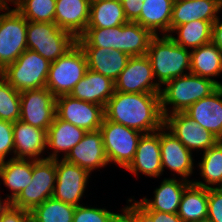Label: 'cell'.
<instances>
[{"label":"cell","mask_w":222,"mask_h":222,"mask_svg":"<svg viewBox=\"0 0 222 222\" xmlns=\"http://www.w3.org/2000/svg\"><path fill=\"white\" fill-rule=\"evenodd\" d=\"M20 120L48 131L56 117V97L46 88L20 92Z\"/></svg>","instance_id":"cell-10"},{"label":"cell","mask_w":222,"mask_h":222,"mask_svg":"<svg viewBox=\"0 0 222 222\" xmlns=\"http://www.w3.org/2000/svg\"><path fill=\"white\" fill-rule=\"evenodd\" d=\"M55 184L56 160H32V180L10 204L31 212L46 199L53 197Z\"/></svg>","instance_id":"cell-7"},{"label":"cell","mask_w":222,"mask_h":222,"mask_svg":"<svg viewBox=\"0 0 222 222\" xmlns=\"http://www.w3.org/2000/svg\"><path fill=\"white\" fill-rule=\"evenodd\" d=\"M140 16L134 21L149 29L154 35L171 33L174 0H144Z\"/></svg>","instance_id":"cell-26"},{"label":"cell","mask_w":222,"mask_h":222,"mask_svg":"<svg viewBox=\"0 0 222 222\" xmlns=\"http://www.w3.org/2000/svg\"><path fill=\"white\" fill-rule=\"evenodd\" d=\"M185 113L222 140V86L193 103Z\"/></svg>","instance_id":"cell-19"},{"label":"cell","mask_w":222,"mask_h":222,"mask_svg":"<svg viewBox=\"0 0 222 222\" xmlns=\"http://www.w3.org/2000/svg\"><path fill=\"white\" fill-rule=\"evenodd\" d=\"M178 34L170 38L183 48L196 49L212 41V24L206 20H194L179 26H176L171 32Z\"/></svg>","instance_id":"cell-31"},{"label":"cell","mask_w":222,"mask_h":222,"mask_svg":"<svg viewBox=\"0 0 222 222\" xmlns=\"http://www.w3.org/2000/svg\"><path fill=\"white\" fill-rule=\"evenodd\" d=\"M7 7H8L7 0H0V11L6 10Z\"/></svg>","instance_id":"cell-46"},{"label":"cell","mask_w":222,"mask_h":222,"mask_svg":"<svg viewBox=\"0 0 222 222\" xmlns=\"http://www.w3.org/2000/svg\"><path fill=\"white\" fill-rule=\"evenodd\" d=\"M100 132L108 163L114 162L127 168L133 161L139 140L143 133L103 119Z\"/></svg>","instance_id":"cell-8"},{"label":"cell","mask_w":222,"mask_h":222,"mask_svg":"<svg viewBox=\"0 0 222 222\" xmlns=\"http://www.w3.org/2000/svg\"><path fill=\"white\" fill-rule=\"evenodd\" d=\"M146 56L160 87L176 77L186 75V70L190 73V51L175 43L169 34L161 38L159 34L155 35L150 41Z\"/></svg>","instance_id":"cell-2"},{"label":"cell","mask_w":222,"mask_h":222,"mask_svg":"<svg viewBox=\"0 0 222 222\" xmlns=\"http://www.w3.org/2000/svg\"><path fill=\"white\" fill-rule=\"evenodd\" d=\"M20 92L0 75V120L12 123L20 120Z\"/></svg>","instance_id":"cell-37"},{"label":"cell","mask_w":222,"mask_h":222,"mask_svg":"<svg viewBox=\"0 0 222 222\" xmlns=\"http://www.w3.org/2000/svg\"><path fill=\"white\" fill-rule=\"evenodd\" d=\"M14 158L43 160L39 155L47 148V131L24 123H13Z\"/></svg>","instance_id":"cell-18"},{"label":"cell","mask_w":222,"mask_h":222,"mask_svg":"<svg viewBox=\"0 0 222 222\" xmlns=\"http://www.w3.org/2000/svg\"><path fill=\"white\" fill-rule=\"evenodd\" d=\"M90 173L62 159H56V184L53 197L64 203L80 206Z\"/></svg>","instance_id":"cell-14"},{"label":"cell","mask_w":222,"mask_h":222,"mask_svg":"<svg viewBox=\"0 0 222 222\" xmlns=\"http://www.w3.org/2000/svg\"><path fill=\"white\" fill-rule=\"evenodd\" d=\"M105 118L135 129L153 133L164 126L160 93H123L115 91L104 108Z\"/></svg>","instance_id":"cell-1"},{"label":"cell","mask_w":222,"mask_h":222,"mask_svg":"<svg viewBox=\"0 0 222 222\" xmlns=\"http://www.w3.org/2000/svg\"><path fill=\"white\" fill-rule=\"evenodd\" d=\"M190 73L213 80L218 86L222 83L211 79L222 72V50L213 42L190 51Z\"/></svg>","instance_id":"cell-27"},{"label":"cell","mask_w":222,"mask_h":222,"mask_svg":"<svg viewBox=\"0 0 222 222\" xmlns=\"http://www.w3.org/2000/svg\"><path fill=\"white\" fill-rule=\"evenodd\" d=\"M0 222H31V214L7 203L0 212Z\"/></svg>","instance_id":"cell-42"},{"label":"cell","mask_w":222,"mask_h":222,"mask_svg":"<svg viewBox=\"0 0 222 222\" xmlns=\"http://www.w3.org/2000/svg\"><path fill=\"white\" fill-rule=\"evenodd\" d=\"M0 14V72L27 49L28 21L15 9Z\"/></svg>","instance_id":"cell-9"},{"label":"cell","mask_w":222,"mask_h":222,"mask_svg":"<svg viewBox=\"0 0 222 222\" xmlns=\"http://www.w3.org/2000/svg\"><path fill=\"white\" fill-rule=\"evenodd\" d=\"M133 203L122 210V222H159V211H145L137 201Z\"/></svg>","instance_id":"cell-39"},{"label":"cell","mask_w":222,"mask_h":222,"mask_svg":"<svg viewBox=\"0 0 222 222\" xmlns=\"http://www.w3.org/2000/svg\"><path fill=\"white\" fill-rule=\"evenodd\" d=\"M26 42L27 49L51 63L69 51L77 39L55 23L28 21Z\"/></svg>","instance_id":"cell-5"},{"label":"cell","mask_w":222,"mask_h":222,"mask_svg":"<svg viewBox=\"0 0 222 222\" xmlns=\"http://www.w3.org/2000/svg\"><path fill=\"white\" fill-rule=\"evenodd\" d=\"M87 59L88 69L116 81L126 67L130 56L122 51L100 47H81Z\"/></svg>","instance_id":"cell-24"},{"label":"cell","mask_w":222,"mask_h":222,"mask_svg":"<svg viewBox=\"0 0 222 222\" xmlns=\"http://www.w3.org/2000/svg\"><path fill=\"white\" fill-rule=\"evenodd\" d=\"M0 178L4 185L11 189L12 194L4 199L10 203L18 194L30 184L32 180V160L10 158L8 161L0 162Z\"/></svg>","instance_id":"cell-28"},{"label":"cell","mask_w":222,"mask_h":222,"mask_svg":"<svg viewBox=\"0 0 222 222\" xmlns=\"http://www.w3.org/2000/svg\"><path fill=\"white\" fill-rule=\"evenodd\" d=\"M222 0H174L171 31L179 25L194 21L206 20L212 25L219 19Z\"/></svg>","instance_id":"cell-20"},{"label":"cell","mask_w":222,"mask_h":222,"mask_svg":"<svg viewBox=\"0 0 222 222\" xmlns=\"http://www.w3.org/2000/svg\"><path fill=\"white\" fill-rule=\"evenodd\" d=\"M143 2L144 0H121L128 21L134 22L140 16Z\"/></svg>","instance_id":"cell-43"},{"label":"cell","mask_w":222,"mask_h":222,"mask_svg":"<svg viewBox=\"0 0 222 222\" xmlns=\"http://www.w3.org/2000/svg\"><path fill=\"white\" fill-rule=\"evenodd\" d=\"M56 116L86 131H97L105 117L104 107L61 95L56 97Z\"/></svg>","instance_id":"cell-11"},{"label":"cell","mask_w":222,"mask_h":222,"mask_svg":"<svg viewBox=\"0 0 222 222\" xmlns=\"http://www.w3.org/2000/svg\"><path fill=\"white\" fill-rule=\"evenodd\" d=\"M7 204V202H2L1 198H0V212L1 210L4 208V206Z\"/></svg>","instance_id":"cell-47"},{"label":"cell","mask_w":222,"mask_h":222,"mask_svg":"<svg viewBox=\"0 0 222 222\" xmlns=\"http://www.w3.org/2000/svg\"><path fill=\"white\" fill-rule=\"evenodd\" d=\"M212 41L222 50V22H220V18L212 25Z\"/></svg>","instance_id":"cell-44"},{"label":"cell","mask_w":222,"mask_h":222,"mask_svg":"<svg viewBox=\"0 0 222 222\" xmlns=\"http://www.w3.org/2000/svg\"><path fill=\"white\" fill-rule=\"evenodd\" d=\"M159 222H183L177 213L159 212Z\"/></svg>","instance_id":"cell-45"},{"label":"cell","mask_w":222,"mask_h":222,"mask_svg":"<svg viewBox=\"0 0 222 222\" xmlns=\"http://www.w3.org/2000/svg\"><path fill=\"white\" fill-rule=\"evenodd\" d=\"M137 175L138 172L149 177H158L163 172L160 149V129L143 134L139 140L133 161L126 168Z\"/></svg>","instance_id":"cell-17"},{"label":"cell","mask_w":222,"mask_h":222,"mask_svg":"<svg viewBox=\"0 0 222 222\" xmlns=\"http://www.w3.org/2000/svg\"><path fill=\"white\" fill-rule=\"evenodd\" d=\"M128 22L121 0H91L87 28H113Z\"/></svg>","instance_id":"cell-29"},{"label":"cell","mask_w":222,"mask_h":222,"mask_svg":"<svg viewBox=\"0 0 222 222\" xmlns=\"http://www.w3.org/2000/svg\"><path fill=\"white\" fill-rule=\"evenodd\" d=\"M80 47H100L121 51V25L113 28H86L77 38Z\"/></svg>","instance_id":"cell-35"},{"label":"cell","mask_w":222,"mask_h":222,"mask_svg":"<svg viewBox=\"0 0 222 222\" xmlns=\"http://www.w3.org/2000/svg\"><path fill=\"white\" fill-rule=\"evenodd\" d=\"M63 159L71 164L78 165L89 173L94 169L106 166L108 160L100 130L87 131L81 141Z\"/></svg>","instance_id":"cell-15"},{"label":"cell","mask_w":222,"mask_h":222,"mask_svg":"<svg viewBox=\"0 0 222 222\" xmlns=\"http://www.w3.org/2000/svg\"><path fill=\"white\" fill-rule=\"evenodd\" d=\"M16 10L32 22L55 23L56 0H10Z\"/></svg>","instance_id":"cell-36"},{"label":"cell","mask_w":222,"mask_h":222,"mask_svg":"<svg viewBox=\"0 0 222 222\" xmlns=\"http://www.w3.org/2000/svg\"><path fill=\"white\" fill-rule=\"evenodd\" d=\"M76 206L50 197L31 212V222H73Z\"/></svg>","instance_id":"cell-34"},{"label":"cell","mask_w":222,"mask_h":222,"mask_svg":"<svg viewBox=\"0 0 222 222\" xmlns=\"http://www.w3.org/2000/svg\"><path fill=\"white\" fill-rule=\"evenodd\" d=\"M87 70L85 53L76 43L63 56L50 63L45 87L55 97L69 95Z\"/></svg>","instance_id":"cell-4"},{"label":"cell","mask_w":222,"mask_h":222,"mask_svg":"<svg viewBox=\"0 0 222 222\" xmlns=\"http://www.w3.org/2000/svg\"><path fill=\"white\" fill-rule=\"evenodd\" d=\"M73 222H122V214L80 205L75 208Z\"/></svg>","instance_id":"cell-38"},{"label":"cell","mask_w":222,"mask_h":222,"mask_svg":"<svg viewBox=\"0 0 222 222\" xmlns=\"http://www.w3.org/2000/svg\"><path fill=\"white\" fill-rule=\"evenodd\" d=\"M178 216L183 222H198L208 216V189L191 182L183 192Z\"/></svg>","instance_id":"cell-30"},{"label":"cell","mask_w":222,"mask_h":222,"mask_svg":"<svg viewBox=\"0 0 222 222\" xmlns=\"http://www.w3.org/2000/svg\"><path fill=\"white\" fill-rule=\"evenodd\" d=\"M202 181H193L195 185L202 186L207 189L213 188L211 185H217L222 188V140H219L214 146L203 152L202 161L199 163ZM210 185V186H209Z\"/></svg>","instance_id":"cell-33"},{"label":"cell","mask_w":222,"mask_h":222,"mask_svg":"<svg viewBox=\"0 0 222 222\" xmlns=\"http://www.w3.org/2000/svg\"><path fill=\"white\" fill-rule=\"evenodd\" d=\"M198 222H213V221H211L209 219H205V220H201V221H198Z\"/></svg>","instance_id":"cell-48"},{"label":"cell","mask_w":222,"mask_h":222,"mask_svg":"<svg viewBox=\"0 0 222 222\" xmlns=\"http://www.w3.org/2000/svg\"><path fill=\"white\" fill-rule=\"evenodd\" d=\"M213 222H222V188L208 189V216Z\"/></svg>","instance_id":"cell-41"},{"label":"cell","mask_w":222,"mask_h":222,"mask_svg":"<svg viewBox=\"0 0 222 222\" xmlns=\"http://www.w3.org/2000/svg\"><path fill=\"white\" fill-rule=\"evenodd\" d=\"M153 69L149 58L130 57L126 67L115 81V91L123 93H161V87L153 82Z\"/></svg>","instance_id":"cell-13"},{"label":"cell","mask_w":222,"mask_h":222,"mask_svg":"<svg viewBox=\"0 0 222 222\" xmlns=\"http://www.w3.org/2000/svg\"><path fill=\"white\" fill-rule=\"evenodd\" d=\"M91 0H56L55 24L76 39L86 30Z\"/></svg>","instance_id":"cell-21"},{"label":"cell","mask_w":222,"mask_h":222,"mask_svg":"<svg viewBox=\"0 0 222 222\" xmlns=\"http://www.w3.org/2000/svg\"><path fill=\"white\" fill-rule=\"evenodd\" d=\"M164 179L161 185L154 191V199L143 198L137 203L145 211H159L165 213H178L179 204L185 188L192 182L185 179Z\"/></svg>","instance_id":"cell-23"},{"label":"cell","mask_w":222,"mask_h":222,"mask_svg":"<svg viewBox=\"0 0 222 222\" xmlns=\"http://www.w3.org/2000/svg\"><path fill=\"white\" fill-rule=\"evenodd\" d=\"M165 85L160 93L163 116L185 112L193 103L209 96L219 87L213 80L192 73L176 77ZM169 104L173 106L170 113L167 109Z\"/></svg>","instance_id":"cell-3"},{"label":"cell","mask_w":222,"mask_h":222,"mask_svg":"<svg viewBox=\"0 0 222 222\" xmlns=\"http://www.w3.org/2000/svg\"><path fill=\"white\" fill-rule=\"evenodd\" d=\"M155 35L139 23L129 21L121 25V51L130 57L147 54L151 39Z\"/></svg>","instance_id":"cell-32"},{"label":"cell","mask_w":222,"mask_h":222,"mask_svg":"<svg viewBox=\"0 0 222 222\" xmlns=\"http://www.w3.org/2000/svg\"><path fill=\"white\" fill-rule=\"evenodd\" d=\"M11 151L14 153L13 123L0 120V162L5 161Z\"/></svg>","instance_id":"cell-40"},{"label":"cell","mask_w":222,"mask_h":222,"mask_svg":"<svg viewBox=\"0 0 222 222\" xmlns=\"http://www.w3.org/2000/svg\"><path fill=\"white\" fill-rule=\"evenodd\" d=\"M86 132L85 129L56 116L47 131V146L54 151L46 159H58V152H64L65 156L62 157H66L69 151L81 141Z\"/></svg>","instance_id":"cell-25"},{"label":"cell","mask_w":222,"mask_h":222,"mask_svg":"<svg viewBox=\"0 0 222 222\" xmlns=\"http://www.w3.org/2000/svg\"><path fill=\"white\" fill-rule=\"evenodd\" d=\"M165 127L160 128V149L162 168L167 167L187 180L193 173L194 163L192 152L175 137L171 132H165Z\"/></svg>","instance_id":"cell-16"},{"label":"cell","mask_w":222,"mask_h":222,"mask_svg":"<svg viewBox=\"0 0 222 222\" xmlns=\"http://www.w3.org/2000/svg\"><path fill=\"white\" fill-rule=\"evenodd\" d=\"M50 62L37 52L26 49L18 59L8 65L0 75L17 91L46 86Z\"/></svg>","instance_id":"cell-6"},{"label":"cell","mask_w":222,"mask_h":222,"mask_svg":"<svg viewBox=\"0 0 222 222\" xmlns=\"http://www.w3.org/2000/svg\"><path fill=\"white\" fill-rule=\"evenodd\" d=\"M114 92V81L101 73L88 69L85 76L75 85L69 95L73 98L101 105L105 108Z\"/></svg>","instance_id":"cell-22"},{"label":"cell","mask_w":222,"mask_h":222,"mask_svg":"<svg viewBox=\"0 0 222 222\" xmlns=\"http://www.w3.org/2000/svg\"><path fill=\"white\" fill-rule=\"evenodd\" d=\"M164 127L177 137L189 151L204 149L205 152L219 141L214 134L204 129L185 112L164 116Z\"/></svg>","instance_id":"cell-12"}]
</instances>
